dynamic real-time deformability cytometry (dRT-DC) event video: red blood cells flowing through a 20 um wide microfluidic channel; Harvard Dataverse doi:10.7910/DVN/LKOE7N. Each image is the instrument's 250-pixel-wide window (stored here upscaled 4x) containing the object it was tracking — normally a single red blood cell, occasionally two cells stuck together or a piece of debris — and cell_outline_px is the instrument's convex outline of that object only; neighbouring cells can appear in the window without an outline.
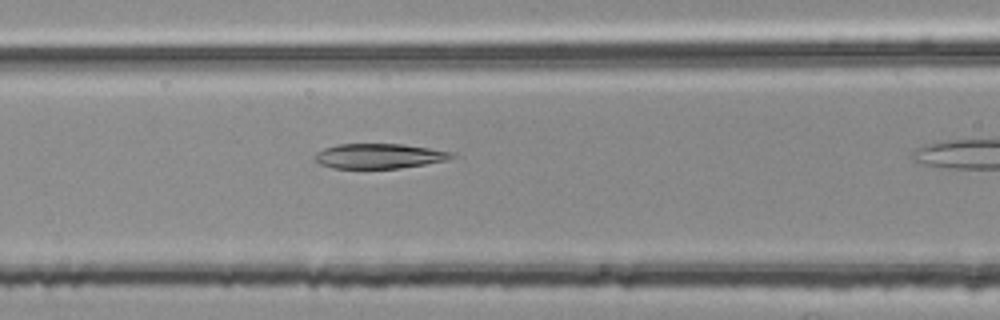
{"species": "common noctule bat (a hibernating species)", "species_latin": "Nyctalus noctula", "temperature_condition": "room temperature", "stored_images_in_passage": 10, "camera_frame_rate_fps": 3000, "um_per_image_px": 0.085, "animal": {"sex": "female", "body_mass_g": 25.1}, "frame": {"image": 1, "passage_image": 6, "time_ms": 1.667, "image_size_px": [1000, 320], "cell_outline_px": [[456, 156], [448, 160], [400, 168], [332, 168], [320, 164], [316, 160], [316, 152], [324, 148], [336, 144], [400, 144], [428, 148], [452, 152]], "centroid_in_image_um": [32.22, 13.26], "position_along_channel_um": 134.4, "area_um2": 19.71}}
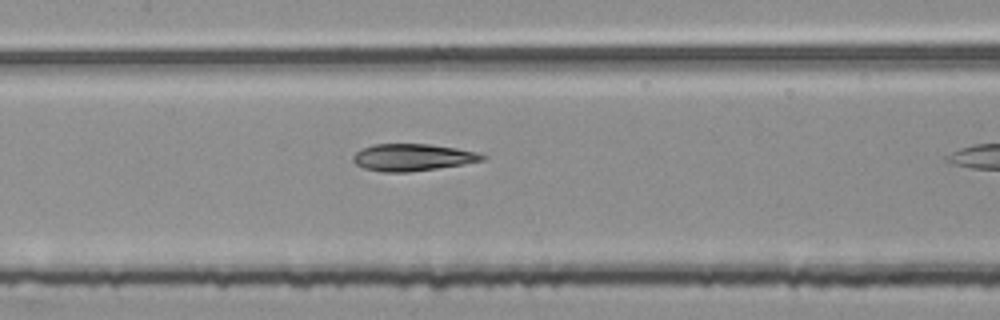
{"frame": {"image": 2, "passage_image": 9, "time_ms": 2.667, "image_size_px": [1000, 320], "cell_outline_px": [[488, 156], [484, 160], [464, 164], [408, 172], [380, 172], [364, 168], [356, 164], [352, 160], [352, 156], [356, 152], [372, 144], [432, 144], [456, 148], [476, 152]], "centroid_in_image_um": [35.06, 13.37], "position_along_channel_um": 172.3, "area_um2": 20.35}}